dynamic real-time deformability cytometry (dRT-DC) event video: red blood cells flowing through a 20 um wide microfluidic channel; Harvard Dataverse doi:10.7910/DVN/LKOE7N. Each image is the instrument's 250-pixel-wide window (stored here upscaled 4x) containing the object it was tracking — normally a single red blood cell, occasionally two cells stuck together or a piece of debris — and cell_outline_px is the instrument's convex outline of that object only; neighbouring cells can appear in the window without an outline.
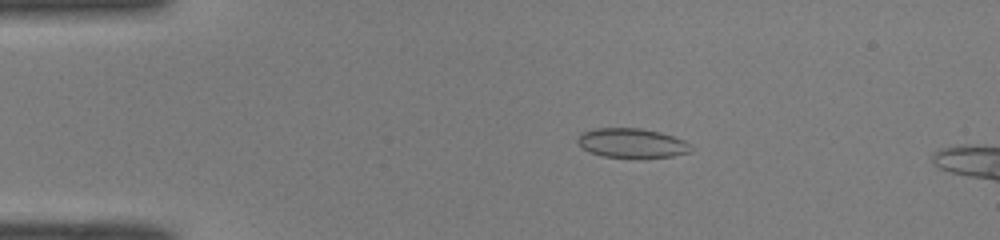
{"species": "common noctule bat (a hibernating species)", "species_latin": "Nyctalus noctula", "temperature_condition": "room temperature", "stored_images_in_passage": 50, "camera_frame_rate_fps": 3000, "um_per_image_px": 0.085, "animal": {"sex": "male", "body_mass_g": 19.0, "forearm_length_mm": 50.8}, "frame": {"image": 1, "passage_image": 10, "time_ms": 3.0, "image_size_px": [1000, 240], "cell_outline_px": [[692, 152], [672, 156], [636, 160], [604, 156], [588, 152], [576, 140], [584, 132], [596, 128], [640, 128], [660, 132], [684, 140], [692, 148]], "centroid_in_image_um": [53.74, 12.2], "position_along_channel_um": 31.3, "area_um2": 19.83}}
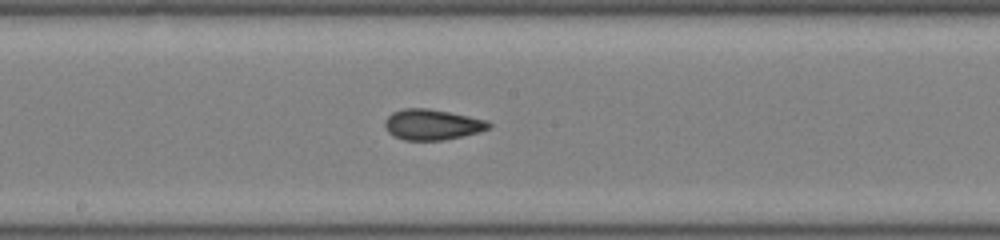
{"frame": {"image": 2, "passage_image": 27, "time_ms": 8.667, "image_size_px": [1000, 240], "cell_outline_px": [[492, 128], [480, 132], [464, 136], [444, 140], [404, 140], [392, 136], [388, 132], [384, 124], [384, 120], [392, 112], [404, 108], [428, 108], [488, 120], [492, 124]], "centroid_in_image_um": [36.75, 10.59], "position_along_channel_um": 211.5, "area_um2": 18.79}}
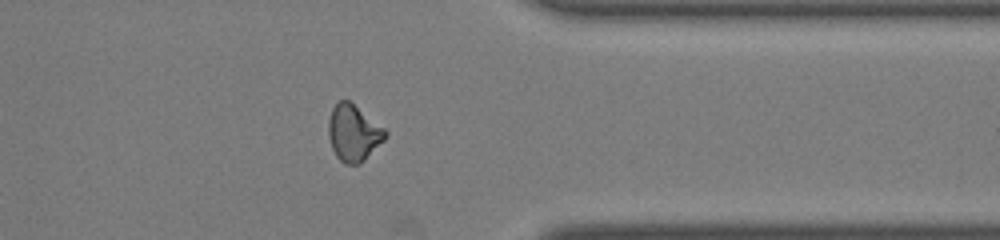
{"frame": {"image": 3, "passage_image": 40, "time_ms": 13.0, "image_size_px": [1000, 240], "cell_outline_px": [[388, 136], [360, 164], [344, 164], [336, 156], [332, 148], [328, 136], [328, 120], [332, 108], [340, 100], [348, 100], [384, 128], [388, 132]], "centroid_in_image_um": [30.04, 11.32], "position_along_channel_um": 381.4, "area_um2": 18.55}, "authors_computed_cell_mechanics": {"area_um2": 18.6116, "velocity_mm_per_s": 4.0994, "shape_relaxation_time_tau1_ms": null, "shape_relaxation_time_tau2_ms": 1.8367, "deformation_change_tau1": null, "deformation_change_tau2": 0.0822}}